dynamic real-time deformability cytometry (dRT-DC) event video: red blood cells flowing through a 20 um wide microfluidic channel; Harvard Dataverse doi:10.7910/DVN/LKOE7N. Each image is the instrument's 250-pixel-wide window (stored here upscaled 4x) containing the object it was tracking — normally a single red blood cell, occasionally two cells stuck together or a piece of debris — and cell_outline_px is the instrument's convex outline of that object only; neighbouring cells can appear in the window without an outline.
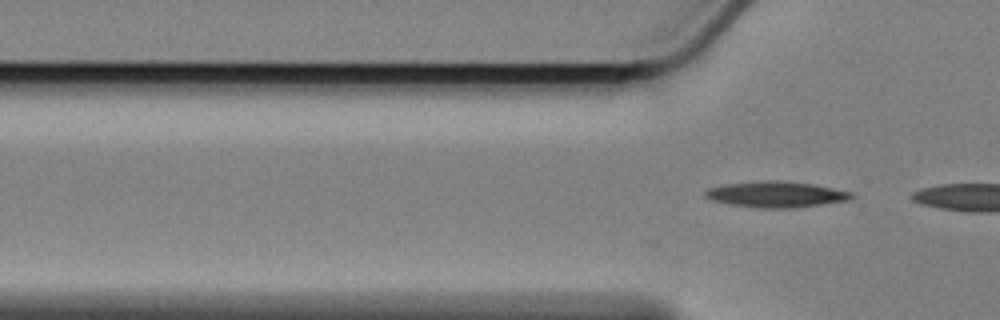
{"species": "Egyptian fruit bat (a non-hibernating species)", "species_latin": "Rousettus aegyptiacus", "temperature_condition": "cold", "stored_images_in_passage": 2, "camera_frame_rate_fps": 3000, "um_per_image_px": 0.085, "animal": {"sex": "female"}, "frame": {"image": 1, "passage_image": 2, "time_ms": 0.333, "image_size_px": [1000, 320], "cell_outline_px": [[856, 196], [848, 200], [792, 208], [760, 208], [728, 204], [712, 200], [704, 196], [704, 192], [708, 188], [724, 184], [760, 180], [776, 180], [812, 184], [852, 192]], "centroid_in_image_um": [65.92, 16.51], "position_along_channel_um": 59.9, "area_um2": 22.08}}